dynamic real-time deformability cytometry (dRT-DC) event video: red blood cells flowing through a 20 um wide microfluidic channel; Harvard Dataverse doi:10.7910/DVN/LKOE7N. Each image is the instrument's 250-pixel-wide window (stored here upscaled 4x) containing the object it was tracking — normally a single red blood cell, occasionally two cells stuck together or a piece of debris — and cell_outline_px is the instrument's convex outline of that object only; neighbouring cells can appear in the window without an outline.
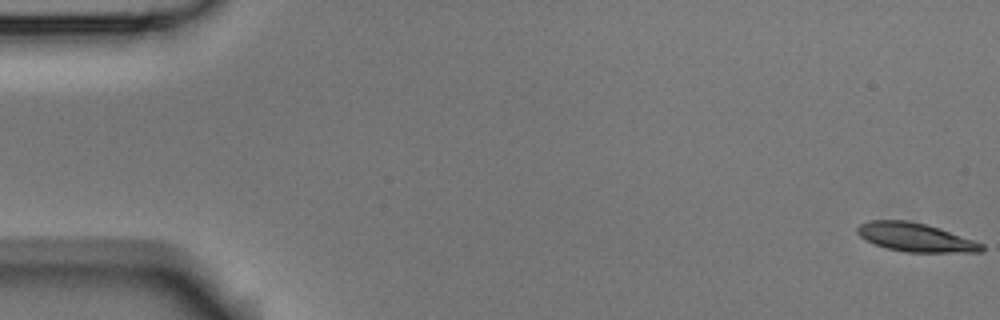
{"species": "Egyptian fruit bat (a non-hibernating species)", "species_latin": "Rousettus aegyptiacus", "temperature_condition": "room temperature", "stored_images_in_passage": 9, "camera_frame_rate_fps": 3000, "um_per_image_px": 0.085, "animal": {"sex": "male"}, "frame": {"image": 1, "passage_image": 1, "time_ms": 0.0, "image_size_px": [1000, 320], "cell_outline_px": [[984, 252], [904, 252], [888, 248], [864, 240], [856, 232], [856, 228], [860, 224], [868, 220], [908, 220], [940, 228], [984, 244]], "centroid_in_image_um": [77.8, 20.17], "position_along_channel_um": 7.2, "area_um2": 20.75}}
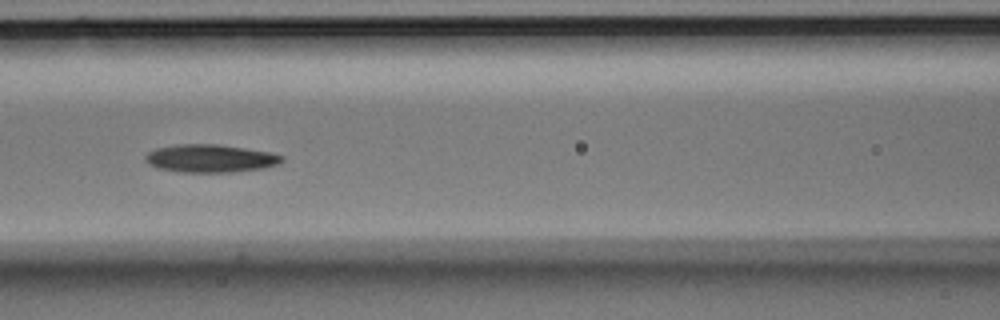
{"frame": {"image": 2, "passage_image": 7, "time_ms": 2.0, "image_size_px": [1000, 320], "cell_outline_px": [[284, 160], [276, 164], [264, 168], [232, 172], [180, 172], [160, 168], [148, 164], [144, 160], [144, 156], [148, 152], [156, 148], [176, 144], [216, 144], [244, 148], [268, 152], [284, 156]], "centroid_in_image_um": [17.84, 13.46], "position_along_channel_um": 148.8, "area_um2": 22.14}}
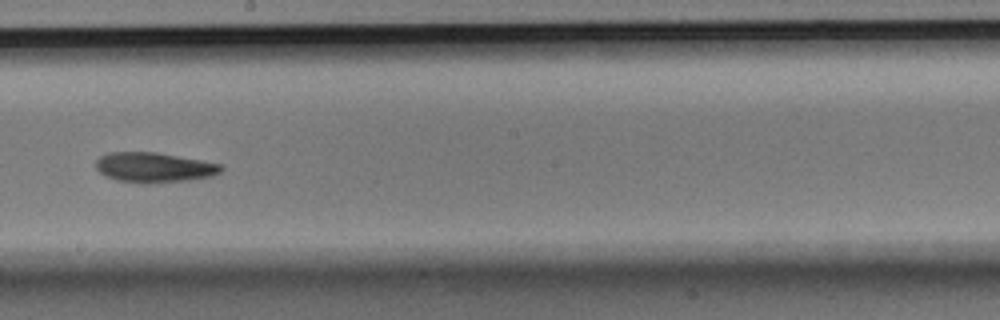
{"frame": {"image": 3, "passage_image": 9, "time_ms": 2.667, "image_size_px": [1000, 320], "cell_outline_px": [[224, 168], [220, 172], [212, 176], [188, 180], [148, 184], [140, 184], [116, 180], [104, 176], [96, 168], [96, 160], [100, 156], [108, 152], [156, 152], [224, 164]], "centroid_in_image_um": [13.09, 14.24], "position_along_channel_um": 235.1, "area_um2": 22.2}}